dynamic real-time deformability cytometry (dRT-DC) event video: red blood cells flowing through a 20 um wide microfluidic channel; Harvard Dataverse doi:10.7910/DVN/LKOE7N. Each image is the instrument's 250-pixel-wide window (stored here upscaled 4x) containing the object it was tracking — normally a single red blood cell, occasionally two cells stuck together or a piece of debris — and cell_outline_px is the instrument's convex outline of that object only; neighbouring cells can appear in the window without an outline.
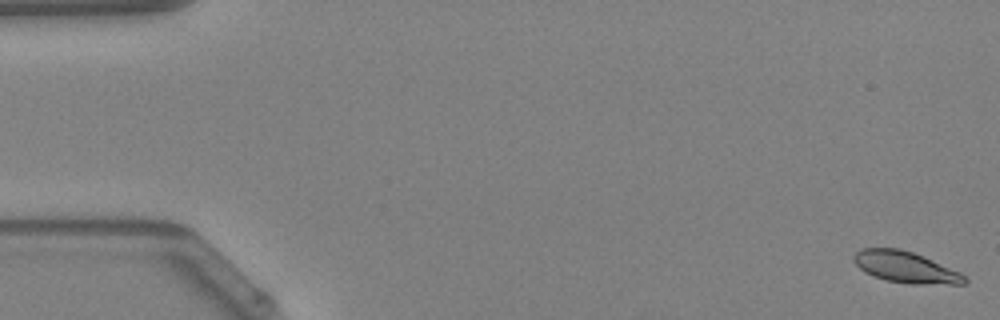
{"species": "Egyptian fruit bat (a non-hibernating species)", "species_latin": "Rousettus aegyptiacus", "temperature_condition": "warm", "stored_images_in_passage": 9, "camera_frame_rate_fps": 3000, "um_per_image_px": 0.085, "animal": {"sex": "female"}, "frame": {"image": 1, "passage_image": 1, "time_ms": 0.0, "image_size_px": [1000, 320], "cell_outline_px": [[968, 280], [964, 284], [912, 284], [888, 280], [864, 272], [852, 260], [852, 256], [860, 248], [900, 248], [912, 252], [932, 260], [960, 272]], "centroid_in_image_um": [76.95, 22.7], "position_along_channel_um": 8.0, "area_um2": 20.0}}